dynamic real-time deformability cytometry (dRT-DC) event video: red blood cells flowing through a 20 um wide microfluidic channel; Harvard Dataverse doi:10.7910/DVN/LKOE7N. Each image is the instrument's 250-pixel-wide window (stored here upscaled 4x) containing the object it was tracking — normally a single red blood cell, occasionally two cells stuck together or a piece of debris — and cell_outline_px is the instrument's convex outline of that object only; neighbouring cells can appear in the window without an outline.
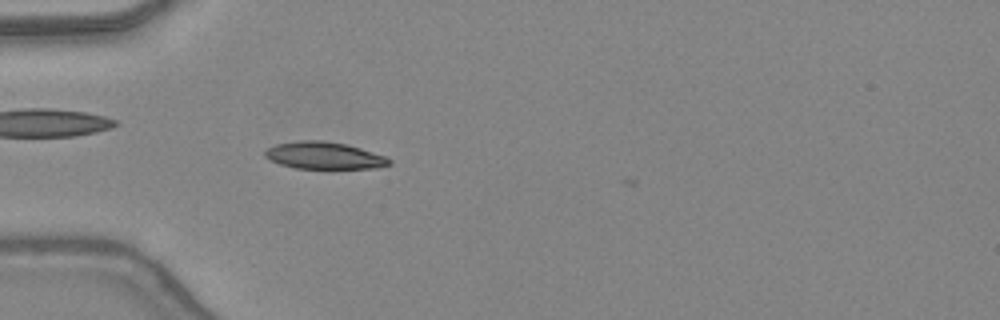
{"species": "common noctule bat (a hibernating species)", "species_latin": "Nyctalus noctula", "temperature_condition": "warm", "stored_images_in_passage": 6, "camera_frame_rate_fps": 3000, "um_per_image_px": 0.085, "animal": {"sex": "female", "body_mass_g": 24.6, "forearm_length_mm": 56.2}, "frame": {"image": 1, "passage_image": 2, "time_ms": 0.333, "image_size_px": [1000, 320], "cell_outline_px": [[392, 164], [376, 168], [296, 168], [280, 164], [264, 156], [264, 152], [268, 148], [276, 144], [300, 140], [324, 140], [348, 144], [384, 156], [392, 160]], "centroid_in_image_um": [27.56, 13.21], "position_along_channel_um": 57.4, "area_um2": 19.54}}
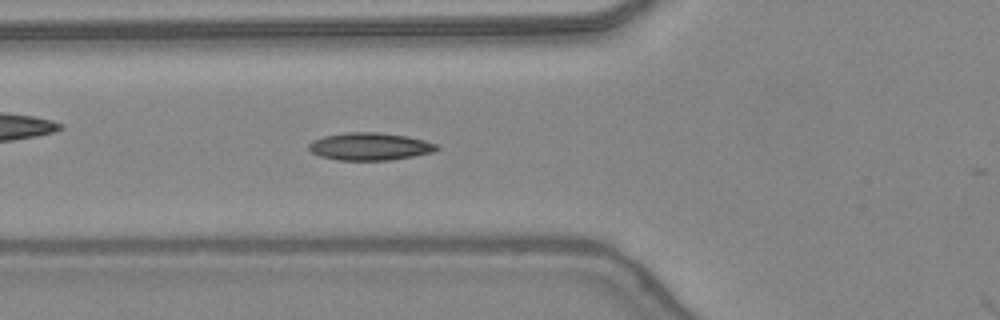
{"frame": {"image": 2, "passage_image": 5, "time_ms": 1.333, "image_size_px": [1000, 320], "cell_outline_px": [[440, 148], [432, 152], [392, 160], [336, 160], [320, 156], [312, 152], [308, 148], [308, 144], [312, 140], [324, 136], [348, 132], [376, 132], [408, 136], [440, 144]], "centroid_in_image_um": [31.45, 12.45], "position_along_channel_um": 94.4, "area_um2": 20.63}}